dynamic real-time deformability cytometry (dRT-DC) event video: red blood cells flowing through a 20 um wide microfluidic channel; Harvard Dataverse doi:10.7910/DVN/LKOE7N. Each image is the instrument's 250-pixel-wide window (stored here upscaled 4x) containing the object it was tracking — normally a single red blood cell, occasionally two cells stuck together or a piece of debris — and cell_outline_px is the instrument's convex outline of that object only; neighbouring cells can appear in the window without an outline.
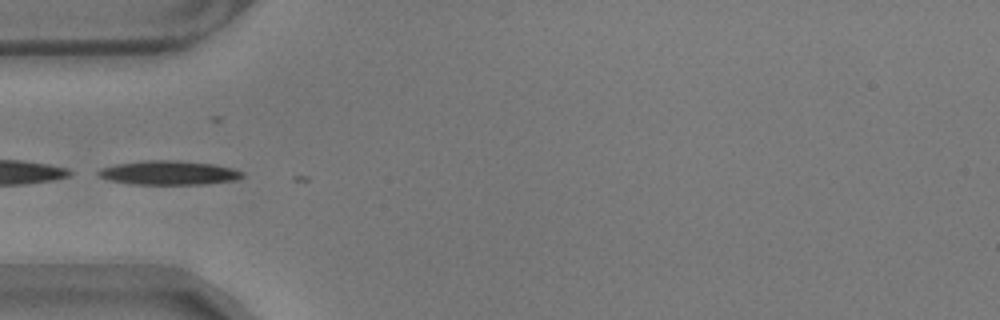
{"species": "common noctule bat (a hibernating species)", "species_latin": "Nyctalus noctula", "temperature_condition": "warm", "stored_images_in_passage": 17, "camera_frame_rate_fps": 3000, "um_per_image_px": 0.085, "animal": {"sex": "male", "body_mass_g": 17.9}, "frame": {"image": 1, "passage_image": 1, "time_ms": 0.0, "image_size_px": [1000, 320], "cell_outline_px": [[244, 176], [236, 180], [204, 184], [132, 184], [108, 180], [100, 176], [96, 172], [100, 168], [116, 164], [144, 160], [176, 160], [212, 164], [232, 168], [244, 172]], "centroid_in_image_um": [14.34, 14.68], "position_along_channel_um": 70.7, "area_um2": 20.23}}